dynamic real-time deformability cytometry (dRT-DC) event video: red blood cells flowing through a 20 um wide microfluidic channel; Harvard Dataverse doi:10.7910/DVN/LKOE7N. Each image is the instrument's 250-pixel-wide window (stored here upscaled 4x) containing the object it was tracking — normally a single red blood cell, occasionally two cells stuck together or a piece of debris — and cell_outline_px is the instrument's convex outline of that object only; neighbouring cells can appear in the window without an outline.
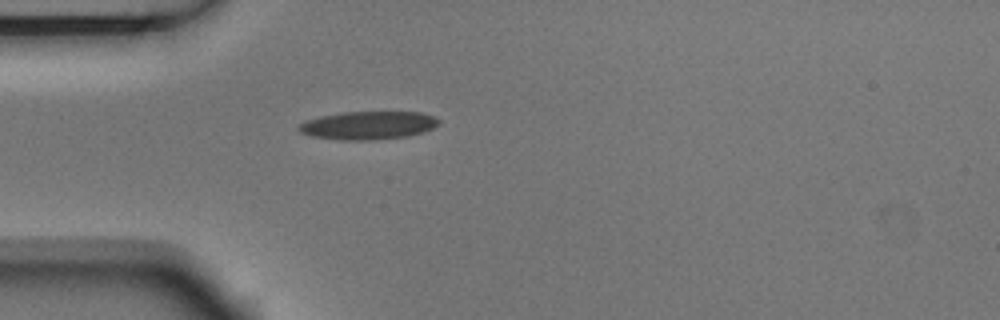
{"species": "Egyptian fruit bat (a non-hibernating species)", "species_latin": "Rousettus aegyptiacus", "temperature_condition": "room temperature", "stored_images_in_passage": 5, "camera_frame_rate_fps": 3000, "um_per_image_px": 0.085, "animal": {"sex": "male"}, "frame": {"image": 1, "passage_image": 5, "time_ms": 1.333, "image_size_px": [1000, 320], "cell_outline_px": [[440, 124], [424, 132], [408, 136], [372, 140], [340, 140], [312, 136], [300, 132], [296, 128], [304, 120], [320, 116], [344, 112], [420, 112], [436, 116], [440, 120]], "centroid_in_image_um": [31.31, 10.65], "position_along_channel_um": 53.7, "area_um2": 23.18}}